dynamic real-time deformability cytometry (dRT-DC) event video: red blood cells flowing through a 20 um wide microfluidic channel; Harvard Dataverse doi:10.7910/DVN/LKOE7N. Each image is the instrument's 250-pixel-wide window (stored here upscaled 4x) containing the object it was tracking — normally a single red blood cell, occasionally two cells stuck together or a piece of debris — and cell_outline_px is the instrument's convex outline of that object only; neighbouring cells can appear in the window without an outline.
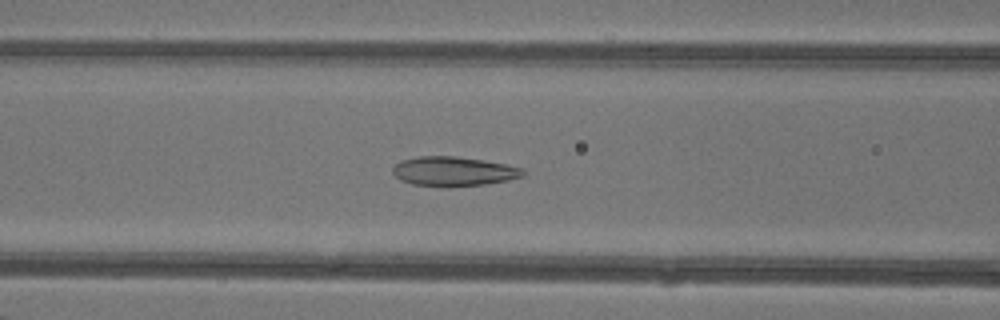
{"species": "common noctule bat (a hibernating species)", "species_latin": "Nyctalus noctula", "temperature_condition": "warm", "stored_images_in_passage": 47, "camera_frame_rate_fps": 3000, "um_per_image_px": 0.085, "animal": {"sex": "female"}, "frame": {"image": 1, "passage_image": 20, "time_ms": 6.333, "image_size_px": [1000, 320], "cell_outline_px": [[524, 176], [508, 180], [484, 184], [448, 188], [444, 188], [412, 184], [400, 180], [392, 172], [392, 168], [400, 160], [416, 156], [456, 156], [484, 160], [524, 168]], "centroid_in_image_um": [38.52, 14.57], "position_along_channel_um": 128.1, "area_um2": 22.72}}
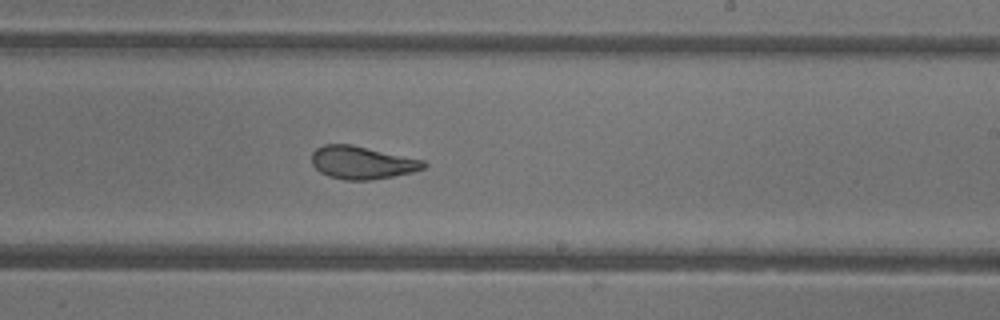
{"frame": {"image": 2, "passage_image": 29, "time_ms": 9.333, "image_size_px": [1000, 320], "cell_outline_px": [[428, 164], [424, 168], [412, 172], [372, 180], [344, 180], [328, 176], [320, 172], [312, 164], [312, 152], [316, 148], [324, 144], [352, 144], [424, 160]], "centroid_in_image_um": [30.76, 13.81], "position_along_channel_um": 258.2, "area_um2": 21.5}}
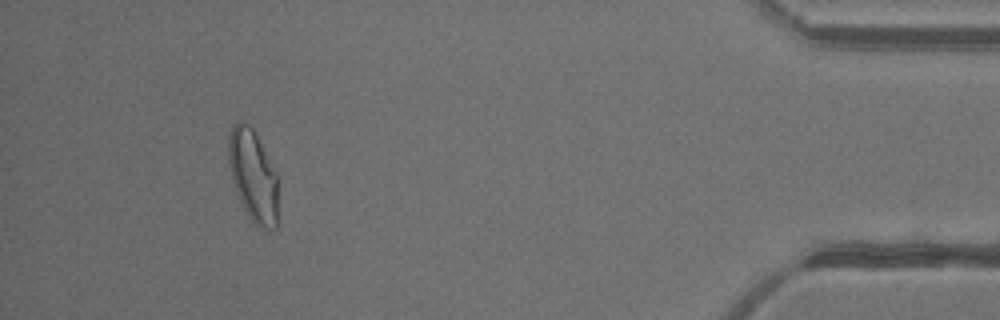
{"frame": {"image": 3, "passage_image": 44, "time_ms": 14.333, "image_size_px": [1000, 320], "cell_outline_px": [[276, 228], [272, 232], [268, 232], [260, 228], [252, 220], [244, 208], [240, 200], [232, 180], [228, 160], [228, 136], [232, 128], [240, 120], [244, 120], [252, 128], [276, 172]], "centroid_in_image_um": [21.49, 14.95], "position_along_channel_um": 413.7, "area_um2": 26.13}, "authors_computed_cell_mechanics": {"area_um2": 25.2586, "velocity_mm_per_s": 4.3392, "shape_relaxation_time_tau1_ms": 8.3766, "shape_relaxation_time_tau2_ms": 1.1238, "deformation_change_tau1": 0.2357, "deformation_change_tau2": 0.0712}}